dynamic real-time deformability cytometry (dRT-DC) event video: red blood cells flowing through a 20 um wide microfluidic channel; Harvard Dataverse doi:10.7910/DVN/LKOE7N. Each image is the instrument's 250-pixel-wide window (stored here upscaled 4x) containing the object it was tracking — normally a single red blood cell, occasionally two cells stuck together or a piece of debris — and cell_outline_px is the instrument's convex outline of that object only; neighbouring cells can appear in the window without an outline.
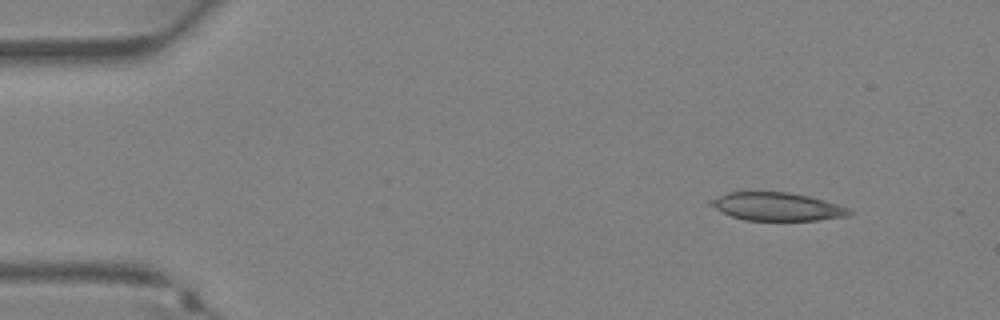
{"species": "Egyptian fruit bat (a non-hibernating species)", "species_latin": "Rousettus aegyptiacus", "temperature_condition": "warm", "stored_images_in_passage": 8, "camera_frame_rate_fps": 3000, "um_per_image_px": 0.085, "animal": {"sex": "female"}, "frame": {"image": 1, "passage_image": 1, "time_ms": 0.0, "image_size_px": [1000, 320], "cell_outline_px": [[856, 212], [848, 216], [820, 220], [744, 220], [732, 216], [708, 204], [708, 200], [728, 192], [788, 192], [808, 196], [824, 200], [852, 208]], "centroid_in_image_um": [66.11, 17.56], "position_along_channel_um": 18.9, "area_um2": 22.77}}
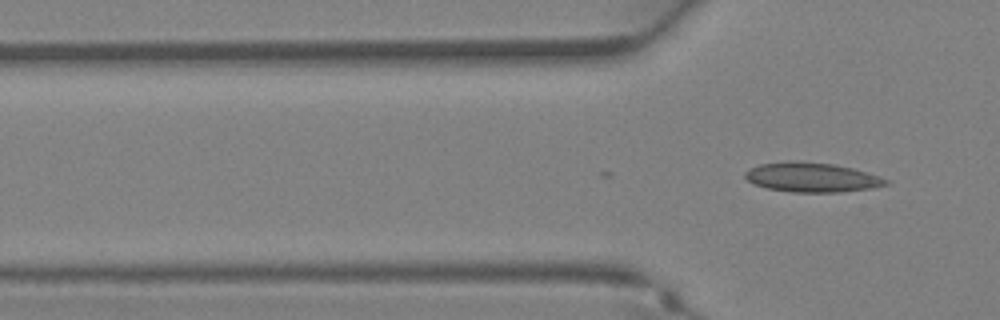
{"frame": {"image": 2, "passage_image": 8, "time_ms": 2.333, "image_size_px": [1000, 320], "cell_outline_px": [[892, 180], [888, 184], [872, 188], [840, 192], [792, 192], [768, 188], [756, 184], [748, 180], [744, 176], [744, 172], [760, 164], [792, 160], [796, 160], [832, 164], [852, 168]], "centroid_in_image_um": [69.03, 15.07], "position_along_channel_um": 56.8, "area_um2": 24.1}}